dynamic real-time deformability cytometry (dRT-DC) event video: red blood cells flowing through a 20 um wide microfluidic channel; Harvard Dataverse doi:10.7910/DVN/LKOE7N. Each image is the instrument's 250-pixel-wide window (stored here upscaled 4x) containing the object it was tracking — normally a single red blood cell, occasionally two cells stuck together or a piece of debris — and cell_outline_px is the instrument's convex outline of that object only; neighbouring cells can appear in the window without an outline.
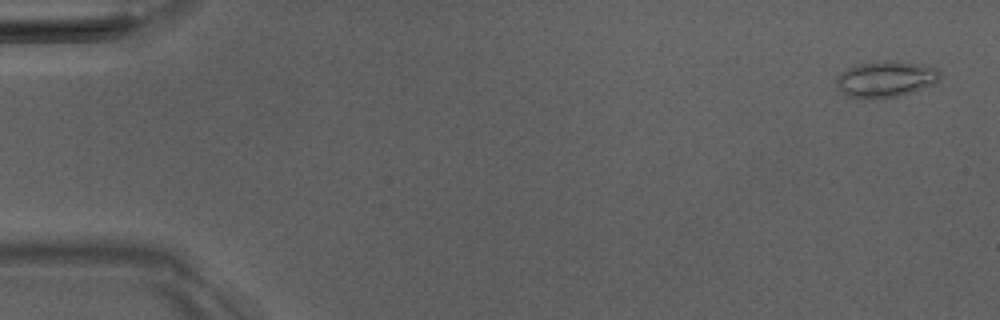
{"species": "Egyptian fruit bat (a non-hibernating species)", "species_latin": "Rousettus aegyptiacus", "temperature_condition": "room temperature", "stored_images_in_passage": 3, "camera_frame_rate_fps": 3000, "um_per_image_px": 0.085, "animal": {"sex": "male"}, "frame": {"image": 1, "passage_image": 1, "time_ms": 0.0, "image_size_px": [1000, 320], "cell_outline_px": [[940, 76], [932, 84], [912, 92], [896, 96], [848, 96], [836, 84], [836, 76], [840, 72], [848, 68], [860, 64], [888, 60], [920, 64], [936, 68], [940, 72]], "centroid_in_image_um": [75.29, 6.68], "position_along_channel_um": 9.7, "area_um2": 20.87}}